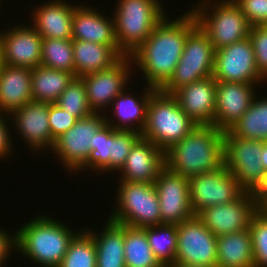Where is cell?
<instances>
[{
  "label": "cell",
  "instance_id": "obj_1",
  "mask_svg": "<svg viewBox=\"0 0 267 267\" xmlns=\"http://www.w3.org/2000/svg\"><path fill=\"white\" fill-rule=\"evenodd\" d=\"M164 17L152 34L130 55L146 86L160 90L172 77L189 33L198 25L192 11L179 18Z\"/></svg>",
  "mask_w": 267,
  "mask_h": 267
},
{
  "label": "cell",
  "instance_id": "obj_2",
  "mask_svg": "<svg viewBox=\"0 0 267 267\" xmlns=\"http://www.w3.org/2000/svg\"><path fill=\"white\" fill-rule=\"evenodd\" d=\"M224 165V131L214 125H197L165 151V166L186 178L221 169Z\"/></svg>",
  "mask_w": 267,
  "mask_h": 267
},
{
  "label": "cell",
  "instance_id": "obj_3",
  "mask_svg": "<svg viewBox=\"0 0 267 267\" xmlns=\"http://www.w3.org/2000/svg\"><path fill=\"white\" fill-rule=\"evenodd\" d=\"M51 217L38 215L15 232L17 252L42 267H58L70 241L78 233Z\"/></svg>",
  "mask_w": 267,
  "mask_h": 267
},
{
  "label": "cell",
  "instance_id": "obj_4",
  "mask_svg": "<svg viewBox=\"0 0 267 267\" xmlns=\"http://www.w3.org/2000/svg\"><path fill=\"white\" fill-rule=\"evenodd\" d=\"M159 0H118L113 12L119 49L130 56L167 16Z\"/></svg>",
  "mask_w": 267,
  "mask_h": 267
},
{
  "label": "cell",
  "instance_id": "obj_5",
  "mask_svg": "<svg viewBox=\"0 0 267 267\" xmlns=\"http://www.w3.org/2000/svg\"><path fill=\"white\" fill-rule=\"evenodd\" d=\"M196 126L172 94L155 90L148 102L146 124L141 135L165 152Z\"/></svg>",
  "mask_w": 267,
  "mask_h": 267
},
{
  "label": "cell",
  "instance_id": "obj_6",
  "mask_svg": "<svg viewBox=\"0 0 267 267\" xmlns=\"http://www.w3.org/2000/svg\"><path fill=\"white\" fill-rule=\"evenodd\" d=\"M216 1L200 0L190 10L213 48L218 50L249 37L251 25L233 0Z\"/></svg>",
  "mask_w": 267,
  "mask_h": 267
},
{
  "label": "cell",
  "instance_id": "obj_7",
  "mask_svg": "<svg viewBox=\"0 0 267 267\" xmlns=\"http://www.w3.org/2000/svg\"><path fill=\"white\" fill-rule=\"evenodd\" d=\"M117 204L108 218L135 228L161 225L160 204L154 184L119 181Z\"/></svg>",
  "mask_w": 267,
  "mask_h": 267
},
{
  "label": "cell",
  "instance_id": "obj_8",
  "mask_svg": "<svg viewBox=\"0 0 267 267\" xmlns=\"http://www.w3.org/2000/svg\"><path fill=\"white\" fill-rule=\"evenodd\" d=\"M215 52L208 35L197 25L187 36L172 77L160 90L173 94L183 86L213 76Z\"/></svg>",
  "mask_w": 267,
  "mask_h": 267
},
{
  "label": "cell",
  "instance_id": "obj_9",
  "mask_svg": "<svg viewBox=\"0 0 267 267\" xmlns=\"http://www.w3.org/2000/svg\"><path fill=\"white\" fill-rule=\"evenodd\" d=\"M263 141L228 136L224 132L225 167L247 192H254L264 181L261 163Z\"/></svg>",
  "mask_w": 267,
  "mask_h": 267
},
{
  "label": "cell",
  "instance_id": "obj_10",
  "mask_svg": "<svg viewBox=\"0 0 267 267\" xmlns=\"http://www.w3.org/2000/svg\"><path fill=\"white\" fill-rule=\"evenodd\" d=\"M105 116V113H93L78 119L74 126L55 140L50 151L59 157L63 167L68 169L67 172H83L91 158L90 139L105 123Z\"/></svg>",
  "mask_w": 267,
  "mask_h": 267
},
{
  "label": "cell",
  "instance_id": "obj_11",
  "mask_svg": "<svg viewBox=\"0 0 267 267\" xmlns=\"http://www.w3.org/2000/svg\"><path fill=\"white\" fill-rule=\"evenodd\" d=\"M176 226L175 264L217 266V237L196 215Z\"/></svg>",
  "mask_w": 267,
  "mask_h": 267
},
{
  "label": "cell",
  "instance_id": "obj_12",
  "mask_svg": "<svg viewBox=\"0 0 267 267\" xmlns=\"http://www.w3.org/2000/svg\"><path fill=\"white\" fill-rule=\"evenodd\" d=\"M191 209L195 215L207 207L237 200L245 190L225 167L188 178Z\"/></svg>",
  "mask_w": 267,
  "mask_h": 267
},
{
  "label": "cell",
  "instance_id": "obj_13",
  "mask_svg": "<svg viewBox=\"0 0 267 267\" xmlns=\"http://www.w3.org/2000/svg\"><path fill=\"white\" fill-rule=\"evenodd\" d=\"M132 70L131 57L124 56L109 69L81 76L89 106L94 113H104L108 107H111L114 98L121 94L126 87L128 88Z\"/></svg>",
  "mask_w": 267,
  "mask_h": 267
},
{
  "label": "cell",
  "instance_id": "obj_14",
  "mask_svg": "<svg viewBox=\"0 0 267 267\" xmlns=\"http://www.w3.org/2000/svg\"><path fill=\"white\" fill-rule=\"evenodd\" d=\"M213 78L219 82L262 83L249 37L215 52Z\"/></svg>",
  "mask_w": 267,
  "mask_h": 267
},
{
  "label": "cell",
  "instance_id": "obj_15",
  "mask_svg": "<svg viewBox=\"0 0 267 267\" xmlns=\"http://www.w3.org/2000/svg\"><path fill=\"white\" fill-rule=\"evenodd\" d=\"M160 204L161 224H180L193 217L188 178L166 166L154 183Z\"/></svg>",
  "mask_w": 267,
  "mask_h": 267
},
{
  "label": "cell",
  "instance_id": "obj_16",
  "mask_svg": "<svg viewBox=\"0 0 267 267\" xmlns=\"http://www.w3.org/2000/svg\"><path fill=\"white\" fill-rule=\"evenodd\" d=\"M257 212L255 197L245 191L230 203L207 207L196 216L216 236L249 229L250 221Z\"/></svg>",
  "mask_w": 267,
  "mask_h": 267
},
{
  "label": "cell",
  "instance_id": "obj_17",
  "mask_svg": "<svg viewBox=\"0 0 267 267\" xmlns=\"http://www.w3.org/2000/svg\"><path fill=\"white\" fill-rule=\"evenodd\" d=\"M257 84L216 81L213 125L217 129L225 132L242 117L257 96Z\"/></svg>",
  "mask_w": 267,
  "mask_h": 267
},
{
  "label": "cell",
  "instance_id": "obj_18",
  "mask_svg": "<svg viewBox=\"0 0 267 267\" xmlns=\"http://www.w3.org/2000/svg\"><path fill=\"white\" fill-rule=\"evenodd\" d=\"M13 25L3 31L0 29L3 42V62L11 66L35 68L41 65L42 37L29 24ZM2 31V32H1Z\"/></svg>",
  "mask_w": 267,
  "mask_h": 267
},
{
  "label": "cell",
  "instance_id": "obj_19",
  "mask_svg": "<svg viewBox=\"0 0 267 267\" xmlns=\"http://www.w3.org/2000/svg\"><path fill=\"white\" fill-rule=\"evenodd\" d=\"M10 120L34 152L52 150L49 102L31 101L10 114Z\"/></svg>",
  "mask_w": 267,
  "mask_h": 267
},
{
  "label": "cell",
  "instance_id": "obj_20",
  "mask_svg": "<svg viewBox=\"0 0 267 267\" xmlns=\"http://www.w3.org/2000/svg\"><path fill=\"white\" fill-rule=\"evenodd\" d=\"M172 95L196 125H213L216 101V80L213 76L183 86Z\"/></svg>",
  "mask_w": 267,
  "mask_h": 267
},
{
  "label": "cell",
  "instance_id": "obj_21",
  "mask_svg": "<svg viewBox=\"0 0 267 267\" xmlns=\"http://www.w3.org/2000/svg\"><path fill=\"white\" fill-rule=\"evenodd\" d=\"M104 14L96 8L78 4L73 13L72 40L110 45L121 57H124L126 55L116 42L113 15H109L110 19Z\"/></svg>",
  "mask_w": 267,
  "mask_h": 267
},
{
  "label": "cell",
  "instance_id": "obj_22",
  "mask_svg": "<svg viewBox=\"0 0 267 267\" xmlns=\"http://www.w3.org/2000/svg\"><path fill=\"white\" fill-rule=\"evenodd\" d=\"M165 167V152L151 141L141 138L131 149L120 173L119 181L154 184Z\"/></svg>",
  "mask_w": 267,
  "mask_h": 267
},
{
  "label": "cell",
  "instance_id": "obj_23",
  "mask_svg": "<svg viewBox=\"0 0 267 267\" xmlns=\"http://www.w3.org/2000/svg\"><path fill=\"white\" fill-rule=\"evenodd\" d=\"M67 0H49L33 7L31 26L42 38L72 39V21L77 6Z\"/></svg>",
  "mask_w": 267,
  "mask_h": 267
},
{
  "label": "cell",
  "instance_id": "obj_24",
  "mask_svg": "<svg viewBox=\"0 0 267 267\" xmlns=\"http://www.w3.org/2000/svg\"><path fill=\"white\" fill-rule=\"evenodd\" d=\"M140 97L136 98L128 93L127 88L117 95L110 108L112 117L105 118V123L115 130H130L141 133L146 124L147 106L151 94L156 90L150 86H145ZM126 91V92H125ZM114 108V109H113ZM114 115L117 117H114ZM115 118V119H114ZM116 121V122H115Z\"/></svg>",
  "mask_w": 267,
  "mask_h": 267
},
{
  "label": "cell",
  "instance_id": "obj_25",
  "mask_svg": "<svg viewBox=\"0 0 267 267\" xmlns=\"http://www.w3.org/2000/svg\"><path fill=\"white\" fill-rule=\"evenodd\" d=\"M31 68L5 64L0 71V113L13 111L33 101Z\"/></svg>",
  "mask_w": 267,
  "mask_h": 267
},
{
  "label": "cell",
  "instance_id": "obj_26",
  "mask_svg": "<svg viewBox=\"0 0 267 267\" xmlns=\"http://www.w3.org/2000/svg\"><path fill=\"white\" fill-rule=\"evenodd\" d=\"M101 233L85 229L94 239L96 267H126L124 257V224L110 219L105 222ZM100 234V235H99Z\"/></svg>",
  "mask_w": 267,
  "mask_h": 267
},
{
  "label": "cell",
  "instance_id": "obj_27",
  "mask_svg": "<svg viewBox=\"0 0 267 267\" xmlns=\"http://www.w3.org/2000/svg\"><path fill=\"white\" fill-rule=\"evenodd\" d=\"M74 76L106 70L122 57L110 46L83 40H72Z\"/></svg>",
  "mask_w": 267,
  "mask_h": 267
},
{
  "label": "cell",
  "instance_id": "obj_28",
  "mask_svg": "<svg viewBox=\"0 0 267 267\" xmlns=\"http://www.w3.org/2000/svg\"><path fill=\"white\" fill-rule=\"evenodd\" d=\"M218 267H254V254L249 229L217 237Z\"/></svg>",
  "mask_w": 267,
  "mask_h": 267
},
{
  "label": "cell",
  "instance_id": "obj_29",
  "mask_svg": "<svg viewBox=\"0 0 267 267\" xmlns=\"http://www.w3.org/2000/svg\"><path fill=\"white\" fill-rule=\"evenodd\" d=\"M75 76L62 70L37 66L31 72V94L34 101L55 103Z\"/></svg>",
  "mask_w": 267,
  "mask_h": 267
},
{
  "label": "cell",
  "instance_id": "obj_30",
  "mask_svg": "<svg viewBox=\"0 0 267 267\" xmlns=\"http://www.w3.org/2000/svg\"><path fill=\"white\" fill-rule=\"evenodd\" d=\"M228 136L267 141V96L257 98L242 117L225 131Z\"/></svg>",
  "mask_w": 267,
  "mask_h": 267
},
{
  "label": "cell",
  "instance_id": "obj_31",
  "mask_svg": "<svg viewBox=\"0 0 267 267\" xmlns=\"http://www.w3.org/2000/svg\"><path fill=\"white\" fill-rule=\"evenodd\" d=\"M124 257L126 267H163L148 243L146 227L124 225Z\"/></svg>",
  "mask_w": 267,
  "mask_h": 267
},
{
  "label": "cell",
  "instance_id": "obj_32",
  "mask_svg": "<svg viewBox=\"0 0 267 267\" xmlns=\"http://www.w3.org/2000/svg\"><path fill=\"white\" fill-rule=\"evenodd\" d=\"M146 235L158 262L163 267L174 265L178 239L176 224H161L146 227Z\"/></svg>",
  "mask_w": 267,
  "mask_h": 267
},
{
  "label": "cell",
  "instance_id": "obj_33",
  "mask_svg": "<svg viewBox=\"0 0 267 267\" xmlns=\"http://www.w3.org/2000/svg\"><path fill=\"white\" fill-rule=\"evenodd\" d=\"M41 66L67 71L74 75L72 39L42 38Z\"/></svg>",
  "mask_w": 267,
  "mask_h": 267
},
{
  "label": "cell",
  "instance_id": "obj_34",
  "mask_svg": "<svg viewBox=\"0 0 267 267\" xmlns=\"http://www.w3.org/2000/svg\"><path fill=\"white\" fill-rule=\"evenodd\" d=\"M70 241L58 267H96V246L93 237L83 228Z\"/></svg>",
  "mask_w": 267,
  "mask_h": 267
},
{
  "label": "cell",
  "instance_id": "obj_35",
  "mask_svg": "<svg viewBox=\"0 0 267 267\" xmlns=\"http://www.w3.org/2000/svg\"><path fill=\"white\" fill-rule=\"evenodd\" d=\"M115 129L104 123L90 139L91 158L83 170L96 171L95 174L109 173L110 148L113 146V131Z\"/></svg>",
  "mask_w": 267,
  "mask_h": 267
},
{
  "label": "cell",
  "instance_id": "obj_36",
  "mask_svg": "<svg viewBox=\"0 0 267 267\" xmlns=\"http://www.w3.org/2000/svg\"><path fill=\"white\" fill-rule=\"evenodd\" d=\"M55 104L77 119L88 117L94 113L89 106L84 81L81 77L72 79Z\"/></svg>",
  "mask_w": 267,
  "mask_h": 267
},
{
  "label": "cell",
  "instance_id": "obj_37",
  "mask_svg": "<svg viewBox=\"0 0 267 267\" xmlns=\"http://www.w3.org/2000/svg\"><path fill=\"white\" fill-rule=\"evenodd\" d=\"M141 138V133L136 131H113V146L110 148L109 172H118L122 168L131 149Z\"/></svg>",
  "mask_w": 267,
  "mask_h": 267
},
{
  "label": "cell",
  "instance_id": "obj_38",
  "mask_svg": "<svg viewBox=\"0 0 267 267\" xmlns=\"http://www.w3.org/2000/svg\"><path fill=\"white\" fill-rule=\"evenodd\" d=\"M253 244L254 267H267V213L256 212L249 226Z\"/></svg>",
  "mask_w": 267,
  "mask_h": 267
},
{
  "label": "cell",
  "instance_id": "obj_39",
  "mask_svg": "<svg viewBox=\"0 0 267 267\" xmlns=\"http://www.w3.org/2000/svg\"><path fill=\"white\" fill-rule=\"evenodd\" d=\"M249 38L253 46L259 74L267 81V25L251 26Z\"/></svg>",
  "mask_w": 267,
  "mask_h": 267
},
{
  "label": "cell",
  "instance_id": "obj_40",
  "mask_svg": "<svg viewBox=\"0 0 267 267\" xmlns=\"http://www.w3.org/2000/svg\"><path fill=\"white\" fill-rule=\"evenodd\" d=\"M77 118L61 109L55 103H49V128L52 136V148L55 140L67 132L77 122Z\"/></svg>",
  "mask_w": 267,
  "mask_h": 267
},
{
  "label": "cell",
  "instance_id": "obj_41",
  "mask_svg": "<svg viewBox=\"0 0 267 267\" xmlns=\"http://www.w3.org/2000/svg\"><path fill=\"white\" fill-rule=\"evenodd\" d=\"M251 26L267 25V0H233Z\"/></svg>",
  "mask_w": 267,
  "mask_h": 267
},
{
  "label": "cell",
  "instance_id": "obj_42",
  "mask_svg": "<svg viewBox=\"0 0 267 267\" xmlns=\"http://www.w3.org/2000/svg\"><path fill=\"white\" fill-rule=\"evenodd\" d=\"M7 115L8 114L0 113V160L11 156L12 149L14 148L12 147V143L14 141L12 140V133L10 134V125L8 124V118H10V115H8L9 117H7Z\"/></svg>",
  "mask_w": 267,
  "mask_h": 267
},
{
  "label": "cell",
  "instance_id": "obj_43",
  "mask_svg": "<svg viewBox=\"0 0 267 267\" xmlns=\"http://www.w3.org/2000/svg\"><path fill=\"white\" fill-rule=\"evenodd\" d=\"M7 232L0 229V267L7 263L11 252L14 253V249L16 250V234Z\"/></svg>",
  "mask_w": 267,
  "mask_h": 267
},
{
  "label": "cell",
  "instance_id": "obj_44",
  "mask_svg": "<svg viewBox=\"0 0 267 267\" xmlns=\"http://www.w3.org/2000/svg\"><path fill=\"white\" fill-rule=\"evenodd\" d=\"M257 212L267 213V176L263 183L253 192Z\"/></svg>",
  "mask_w": 267,
  "mask_h": 267
},
{
  "label": "cell",
  "instance_id": "obj_45",
  "mask_svg": "<svg viewBox=\"0 0 267 267\" xmlns=\"http://www.w3.org/2000/svg\"><path fill=\"white\" fill-rule=\"evenodd\" d=\"M261 163L264 173L267 176V141H263V148L261 153Z\"/></svg>",
  "mask_w": 267,
  "mask_h": 267
},
{
  "label": "cell",
  "instance_id": "obj_46",
  "mask_svg": "<svg viewBox=\"0 0 267 267\" xmlns=\"http://www.w3.org/2000/svg\"><path fill=\"white\" fill-rule=\"evenodd\" d=\"M4 65L3 62V42H2V37H1V33H0V71L2 66Z\"/></svg>",
  "mask_w": 267,
  "mask_h": 267
},
{
  "label": "cell",
  "instance_id": "obj_47",
  "mask_svg": "<svg viewBox=\"0 0 267 267\" xmlns=\"http://www.w3.org/2000/svg\"><path fill=\"white\" fill-rule=\"evenodd\" d=\"M170 267H204V266H194V265H186V264H174ZM210 267H218V266H210Z\"/></svg>",
  "mask_w": 267,
  "mask_h": 267
}]
</instances>
